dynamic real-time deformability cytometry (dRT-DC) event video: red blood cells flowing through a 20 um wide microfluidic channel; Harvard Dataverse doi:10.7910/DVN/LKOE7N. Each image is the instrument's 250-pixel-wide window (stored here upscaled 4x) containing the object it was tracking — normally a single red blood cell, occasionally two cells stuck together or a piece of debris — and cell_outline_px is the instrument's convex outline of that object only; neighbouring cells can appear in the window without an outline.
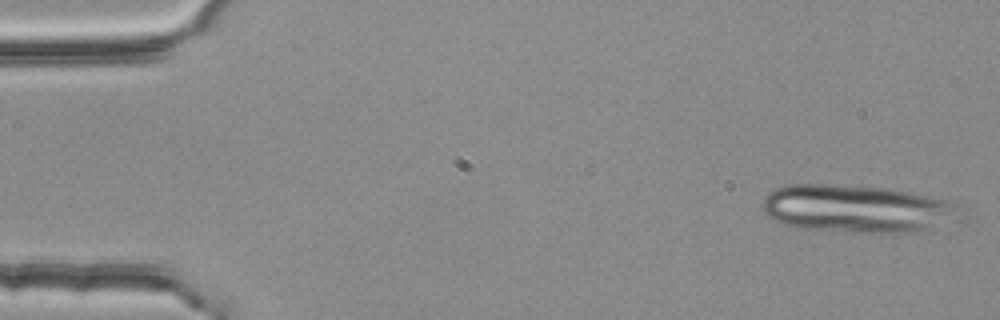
{"species": "common noctule bat (a hibernating species)", "species_latin": "Nyctalus noctula", "temperature_condition": "room temperature", "stored_images_in_passage": 4, "camera_frame_rate_fps": 3000, "um_per_image_px": 0.085, "animal": {"sex": "female", "body_mass_g": 25.1}, "frame": {"image": 1, "passage_image": 1, "time_ms": 0.0, "image_size_px": [1000, 320], "cell_outline_px": [[960, 204], [956, 212], [916, 232], [860, 232], [796, 228], [784, 224], [768, 216], [764, 212], [760, 204], [764, 196], [768, 192], [776, 188], [788, 184], [828, 184], [888, 188], [948, 200]], "centroid_in_image_um": [72.61, 17.71], "position_along_channel_um": 12.4, "area_um2": 53.7}}